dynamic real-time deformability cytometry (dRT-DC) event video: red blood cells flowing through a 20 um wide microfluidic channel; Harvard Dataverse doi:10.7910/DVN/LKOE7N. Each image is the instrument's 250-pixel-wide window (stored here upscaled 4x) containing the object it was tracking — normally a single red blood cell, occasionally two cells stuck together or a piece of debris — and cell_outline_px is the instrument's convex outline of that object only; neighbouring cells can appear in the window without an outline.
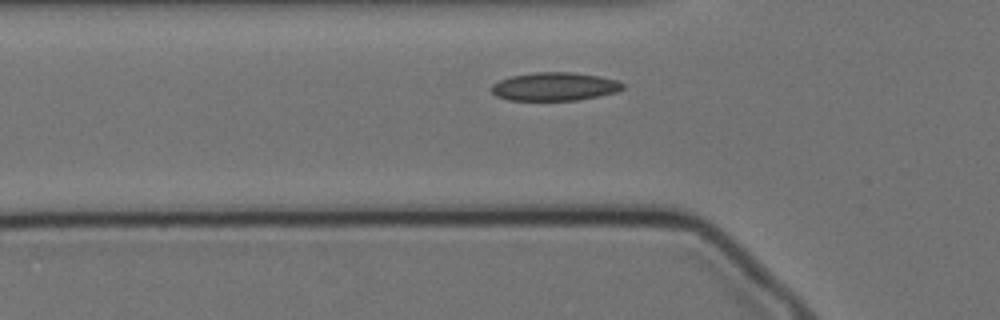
{"species": "Egyptian fruit bat (a non-hibernating species)", "species_latin": "Rousettus aegyptiacus", "temperature_condition": "cold", "stored_images_in_passage": 37, "camera_frame_rate_fps": 3000, "um_per_image_px": 0.085, "animal": {"sex": "female"}, "frame": {"image": 1, "passage_image": 3, "time_ms": 0.667, "image_size_px": [1000, 320], "cell_outline_px": [[624, 88], [616, 92], [600, 96], [576, 100], [508, 100], [496, 96], [492, 92], [492, 84], [500, 80], [512, 76], [536, 72], [576, 72], [600, 76], [616, 80], [624, 84]], "centroid_in_image_um": [47.16, 7.35], "position_along_channel_um": 78.6, "area_um2": 21.68}}
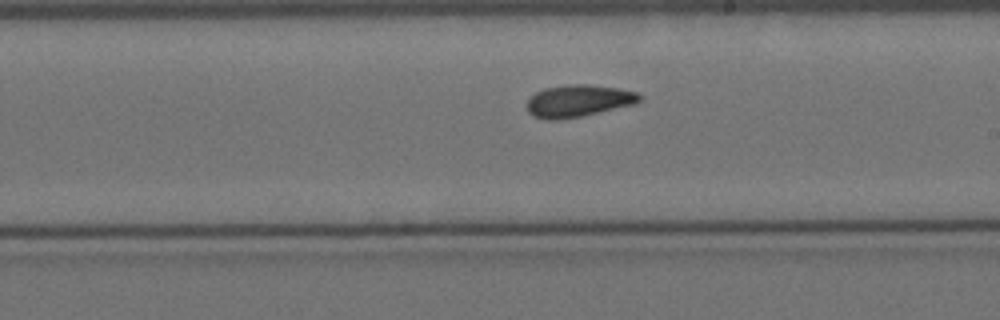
{"frame": {"image": 2, "passage_image": 17, "time_ms": 5.333, "image_size_px": [1000, 320], "cell_outline_px": [[640, 100], [636, 104], [580, 116], [560, 120], [548, 120], [532, 116], [528, 112], [528, 100], [536, 92], [544, 88], [568, 84], [584, 84], [616, 88], [636, 92], [640, 96]], "centroid_in_image_um": [49.13, 8.58], "position_along_channel_um": 239.9, "area_um2": 20.87}}
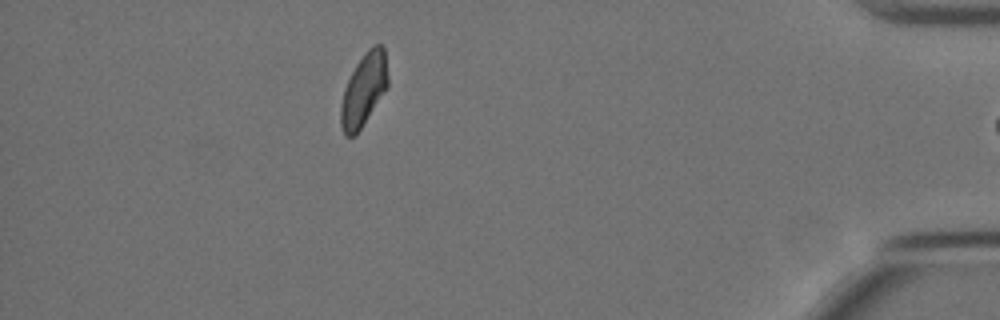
{"frame": {"image": 3, "passage_image": 36, "time_ms": 11.667, "image_size_px": [1000, 320], "cell_outline_px": [[388, 88], [356, 136], [344, 136], [340, 124], [340, 104], [344, 88], [356, 64], [364, 52], [368, 48], [376, 44], [380, 44], [384, 48], [388, 76]], "centroid_in_image_um": [30.91, 7.66], "position_along_channel_um": 404.3, "area_um2": 20.23}}